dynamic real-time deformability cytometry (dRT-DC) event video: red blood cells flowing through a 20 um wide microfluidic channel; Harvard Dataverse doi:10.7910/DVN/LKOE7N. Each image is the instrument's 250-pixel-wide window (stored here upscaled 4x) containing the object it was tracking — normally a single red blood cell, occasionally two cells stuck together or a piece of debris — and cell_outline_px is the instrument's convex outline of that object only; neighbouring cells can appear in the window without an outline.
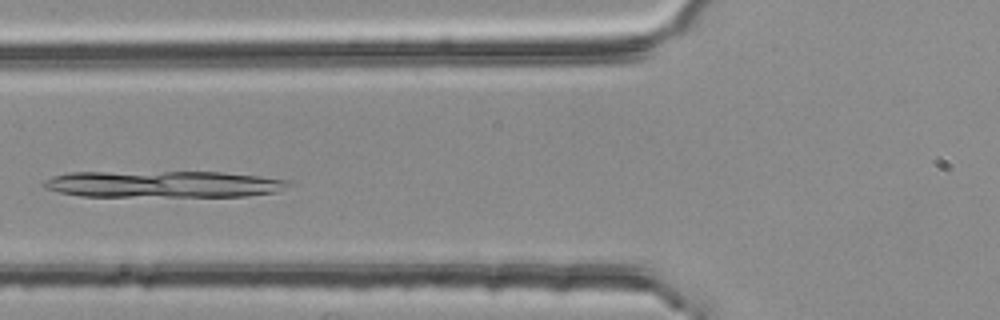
{"species": "common noctule bat (a hibernating species)", "species_latin": "Nyctalus noctula", "temperature_condition": "room temperature", "stored_images_in_passage": 3, "camera_frame_rate_fps": 3000, "um_per_image_px": 0.085, "animal": {"sex": "female", "body_mass_g": 25.1}, "frame": {"image": 1, "passage_image": 3, "time_ms": 0.667, "image_size_px": [1000, 320], "cell_outline_px": [[296, 184], [276, 192], [244, 196], [80, 196], [60, 192], [44, 188], [40, 184], [44, 180], [52, 176], [68, 172], [224, 172], [288, 180]], "centroid_in_image_um": [13.86, 15.65], "position_along_channel_um": 111.9, "area_um2": 38.21}}